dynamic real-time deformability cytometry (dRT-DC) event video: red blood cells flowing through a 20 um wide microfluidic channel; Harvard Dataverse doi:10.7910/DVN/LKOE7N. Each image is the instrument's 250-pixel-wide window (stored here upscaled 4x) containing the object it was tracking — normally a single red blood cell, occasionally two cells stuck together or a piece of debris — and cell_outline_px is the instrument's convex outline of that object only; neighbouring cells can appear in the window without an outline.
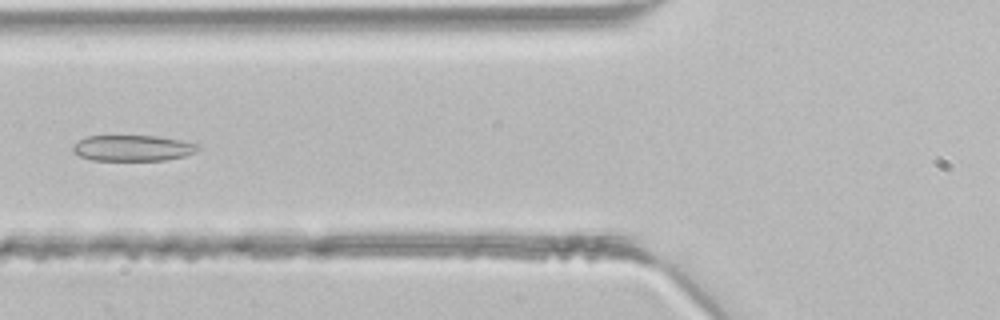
{"species": "common noctule bat (a hibernating species)", "species_latin": "Nyctalus noctula", "temperature_condition": "room temperature", "stored_images_in_passage": 33, "camera_frame_rate_fps": 3000, "um_per_image_px": 0.085, "animal": {"sex": "male", "body_mass_g": 21.5, "forearm_length_mm": 52.0}, "frame": {"image": 1, "passage_image": 5, "time_ms": 1.333, "image_size_px": [1000, 320], "cell_outline_px": [[200, 148], [196, 152], [184, 156], [164, 160], [92, 160], [80, 156], [72, 152], [72, 144], [88, 136], [156, 136], [180, 140], [200, 144]], "centroid_in_image_um": [11.28, 12.58], "position_along_channel_um": 114.5, "area_um2": 18.9}}
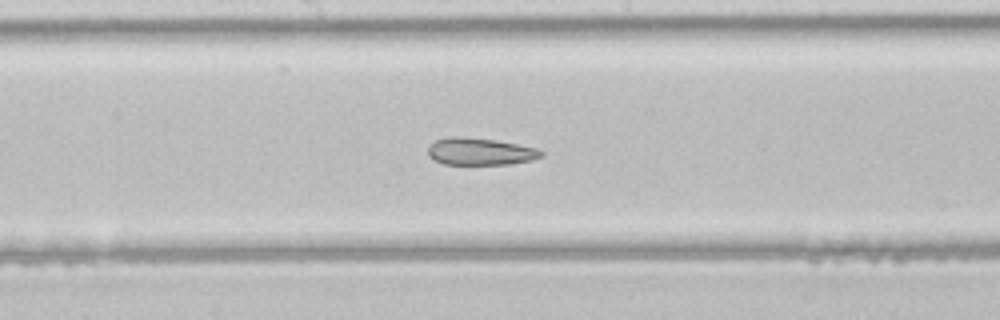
{"frame": {"image": 2, "passage_image": 11, "time_ms": 3.333, "image_size_px": [1000, 320], "cell_outline_px": [[544, 156], [532, 160], [508, 164], [444, 164], [432, 160], [428, 156], [428, 148], [436, 140], [448, 136], [460, 136], [496, 140], [536, 148], [544, 152]], "centroid_in_image_um": [40.8, 12.88], "position_along_channel_um": 207.4, "area_um2": 17.98}}
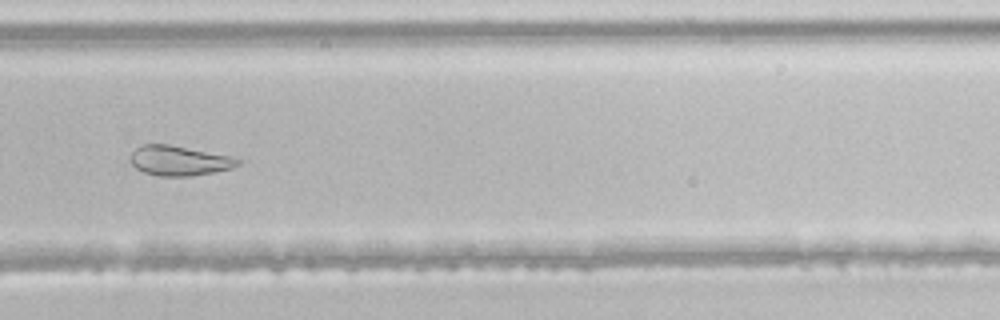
{"frame": {"image": 3, "passage_image": 18, "time_ms": 5.667, "image_size_px": [1000, 320], "cell_outline_px": [[240, 164], [232, 168], [192, 176], [160, 176], [144, 172], [136, 168], [128, 160], [132, 152], [140, 144], [168, 144], [228, 156], [240, 160]], "centroid_in_image_um": [15.16, 13.66], "position_along_channel_um": 314.6, "area_um2": 18.5}}